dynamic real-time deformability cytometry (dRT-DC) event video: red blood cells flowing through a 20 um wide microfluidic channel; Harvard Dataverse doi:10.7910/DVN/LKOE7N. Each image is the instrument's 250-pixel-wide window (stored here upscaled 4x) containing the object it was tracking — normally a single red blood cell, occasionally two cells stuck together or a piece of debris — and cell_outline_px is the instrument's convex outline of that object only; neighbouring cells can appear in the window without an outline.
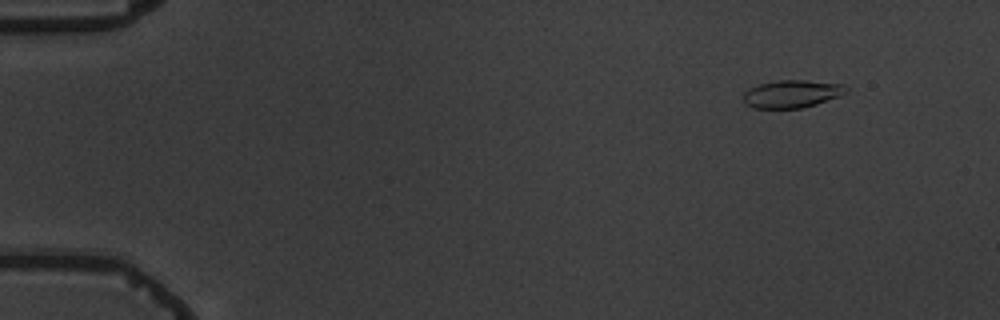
{"species": "common noctule bat (a hibernating species)", "species_latin": "Nyctalus noctula", "temperature_condition": "warm", "stored_images_in_passage": 6, "camera_frame_rate_fps": 3000, "um_per_image_px": 0.085, "animal": {"sex": "male", "body_mass_g": 19.5, "forearm_length_mm": 54.6}, "frame": {"image": 1, "passage_image": 1, "time_ms": 0.0, "image_size_px": [1000, 320], "cell_outline_px": [[848, 92], [840, 96], [816, 104], [800, 108], [752, 108], [744, 104], [744, 92], [748, 88], [760, 84], [776, 80], [804, 80], [844, 84], [848, 88]], "centroid_in_image_um": [67.31, 7.97], "position_along_channel_um": 17.7, "area_um2": 16.7}}
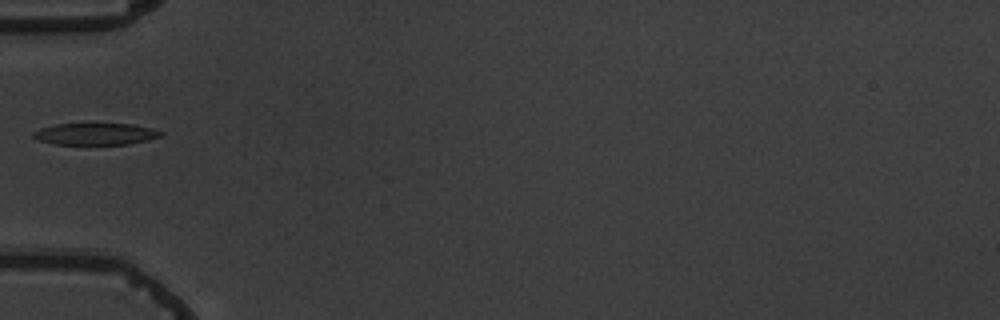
{"frame": {"image": 2, "passage_image": 5, "time_ms": 4.667, "image_size_px": [1000, 320], "cell_outline_px": [[164, 132], [160, 136], [148, 140], [128, 144], [56, 144], [40, 140], [32, 136], [32, 132], [40, 128], [56, 124], [132, 124], [152, 128]], "centroid_in_image_um": [8.13, 11.38], "position_along_channel_um": 76.9, "area_um2": 16.01}}
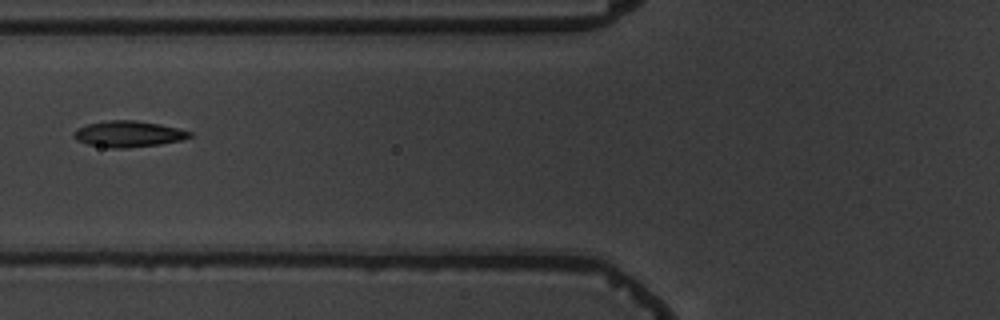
{"frame": {"image": 3, "passage_image": 6, "time_ms": 5.667, "image_size_px": [1000, 320], "cell_outline_px": [[192, 136], [180, 140], [160, 144], [124, 148], [108, 148], [88, 144], [76, 140], [72, 136], [72, 132], [76, 128], [88, 124], [108, 120], [136, 120], [160, 124], [180, 128], [192, 132]], "centroid_in_image_um": [10.89, 11.38], "position_along_channel_um": 114.9, "area_um2": 17.74}}